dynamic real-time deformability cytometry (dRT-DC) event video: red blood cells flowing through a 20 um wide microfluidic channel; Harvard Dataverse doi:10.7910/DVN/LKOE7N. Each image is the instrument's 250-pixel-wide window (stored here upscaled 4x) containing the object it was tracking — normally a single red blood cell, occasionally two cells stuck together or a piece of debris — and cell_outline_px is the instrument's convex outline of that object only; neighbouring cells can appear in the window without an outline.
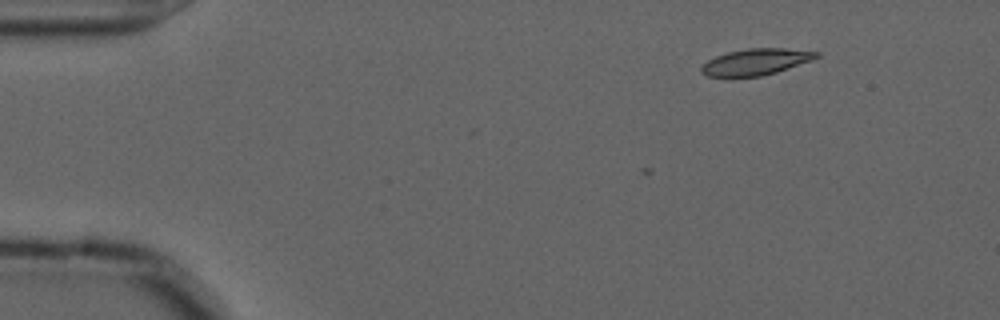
{"species": "common noctule bat (a hibernating species)", "species_latin": "Nyctalus noctula", "temperature_condition": "cold", "stored_images_in_passage": 6, "camera_frame_rate_fps": 3000, "um_per_image_px": 0.085, "animal": {"sex": "male", "forearm_length_mm": 52.5}, "frame": {"image": 1, "passage_image": 6, "time_ms": 1.667, "image_size_px": [1000, 320], "cell_outline_px": [[820, 56], [812, 60], [776, 72], [760, 76], [704, 76], [700, 72], [700, 68], [708, 60], [716, 56], [728, 52], [748, 48], [784, 48], [820, 52]], "centroid_in_image_um": [64.25, 5.25], "position_along_channel_um": 20.8, "area_um2": 17.51}}